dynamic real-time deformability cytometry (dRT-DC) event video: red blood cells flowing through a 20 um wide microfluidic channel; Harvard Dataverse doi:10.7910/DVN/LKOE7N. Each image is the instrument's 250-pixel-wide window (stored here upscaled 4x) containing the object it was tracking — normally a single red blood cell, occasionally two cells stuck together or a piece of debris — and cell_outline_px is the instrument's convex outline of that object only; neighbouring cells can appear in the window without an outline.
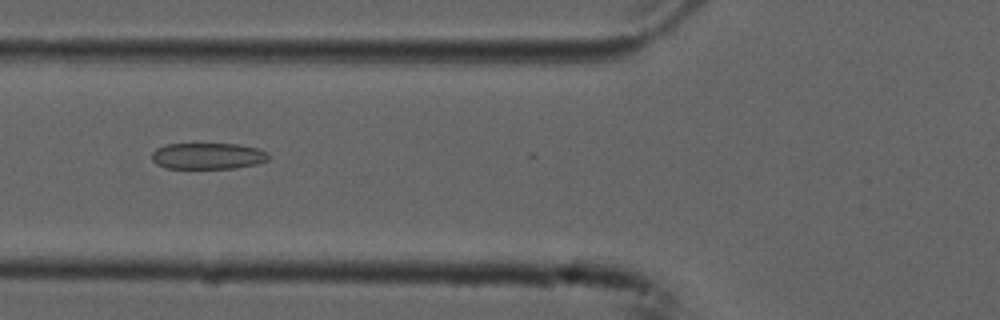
{"species": "common noctule bat (a hibernating species)", "species_latin": "Nyctalus noctula", "temperature_condition": "cold", "stored_images_in_passage": 5, "camera_frame_rate_fps": 3000, "um_per_image_px": 0.085, "animal": {"sex": "male", "forearm_length_mm": 52.5}, "frame": {"image": 1, "passage_image": 3, "time_ms": 0.667, "image_size_px": [1000, 320], "cell_outline_px": [[268, 160], [256, 164], [236, 168], [164, 168], [156, 164], [152, 160], [152, 152], [156, 148], [164, 144], [240, 144], [256, 148], [268, 152]], "centroid_in_image_um": [17.64, 13.26], "position_along_channel_um": 108.2, "area_um2": 17.98}}
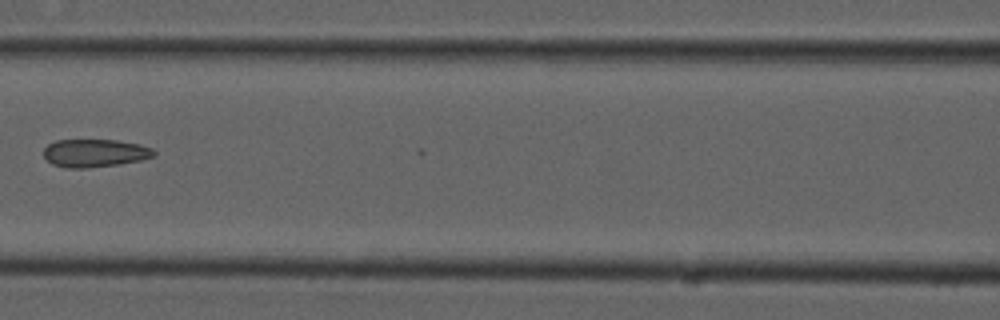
{"frame": {"image": 2, "passage_image": 4, "time_ms": 1.0, "image_size_px": [1000, 320], "cell_outline_px": [[156, 156], [140, 160], [120, 164], [88, 168], [64, 168], [52, 164], [44, 156], [44, 148], [48, 144], [56, 140], [116, 140], [140, 144], [152, 148], [156, 152]], "centroid_in_image_um": [8.07, 13.01], "position_along_channel_um": 158.5, "area_um2": 18.09}}
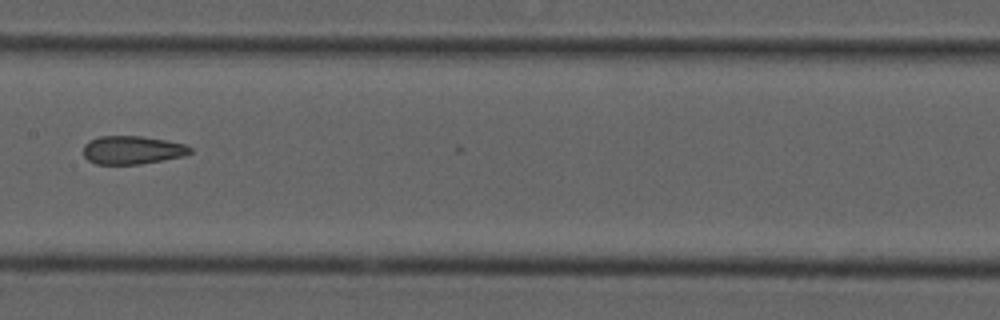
{"frame": {"image": 3, "passage_image": 5, "time_ms": 1.333, "image_size_px": [1000, 320], "cell_outline_px": [[192, 152], [184, 156], [140, 164], [96, 164], [88, 160], [84, 156], [84, 144], [88, 140], [100, 136], [140, 136], [168, 140], [184, 144], [192, 148]], "centroid_in_image_um": [11.24, 12.75], "position_along_channel_um": 196.2, "area_um2": 17.69}}